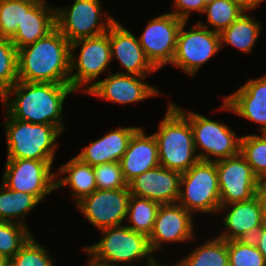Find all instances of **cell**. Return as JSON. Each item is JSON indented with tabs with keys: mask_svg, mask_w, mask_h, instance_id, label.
Here are the masks:
<instances>
[{
	"mask_svg": "<svg viewBox=\"0 0 266 266\" xmlns=\"http://www.w3.org/2000/svg\"><path fill=\"white\" fill-rule=\"evenodd\" d=\"M75 90L70 84L17 81L0 98L6 115L34 124H51L62 133L63 102ZM15 95L13 101L10 95Z\"/></svg>",
	"mask_w": 266,
	"mask_h": 266,
	"instance_id": "obj_1",
	"label": "cell"
},
{
	"mask_svg": "<svg viewBox=\"0 0 266 266\" xmlns=\"http://www.w3.org/2000/svg\"><path fill=\"white\" fill-rule=\"evenodd\" d=\"M71 43L55 28L17 50L18 80L70 84Z\"/></svg>",
	"mask_w": 266,
	"mask_h": 266,
	"instance_id": "obj_2",
	"label": "cell"
},
{
	"mask_svg": "<svg viewBox=\"0 0 266 266\" xmlns=\"http://www.w3.org/2000/svg\"><path fill=\"white\" fill-rule=\"evenodd\" d=\"M168 104L166 115L153 135L158 144L159 164L182 174L200 159L190 121L173 103Z\"/></svg>",
	"mask_w": 266,
	"mask_h": 266,
	"instance_id": "obj_3",
	"label": "cell"
},
{
	"mask_svg": "<svg viewBox=\"0 0 266 266\" xmlns=\"http://www.w3.org/2000/svg\"><path fill=\"white\" fill-rule=\"evenodd\" d=\"M103 238L97 243L84 247L90 256L89 263L101 266H117L120 263L138 262L147 258V263L155 257L145 234L131 230L127 225L113 226L101 230ZM131 262V263H130Z\"/></svg>",
	"mask_w": 266,
	"mask_h": 266,
	"instance_id": "obj_4",
	"label": "cell"
},
{
	"mask_svg": "<svg viewBox=\"0 0 266 266\" xmlns=\"http://www.w3.org/2000/svg\"><path fill=\"white\" fill-rule=\"evenodd\" d=\"M5 129L7 137V159H33L54 161L56 140L61 131L51 124H34L13 119L7 115Z\"/></svg>",
	"mask_w": 266,
	"mask_h": 266,
	"instance_id": "obj_5",
	"label": "cell"
},
{
	"mask_svg": "<svg viewBox=\"0 0 266 266\" xmlns=\"http://www.w3.org/2000/svg\"><path fill=\"white\" fill-rule=\"evenodd\" d=\"M177 203L191 213L218 212L221 203L215 161L199 160L181 174Z\"/></svg>",
	"mask_w": 266,
	"mask_h": 266,
	"instance_id": "obj_6",
	"label": "cell"
},
{
	"mask_svg": "<svg viewBox=\"0 0 266 266\" xmlns=\"http://www.w3.org/2000/svg\"><path fill=\"white\" fill-rule=\"evenodd\" d=\"M173 105L190 121L195 150L200 147L204 151L197 154L200 160L218 161L240 153L241 137H236L227 125ZM210 156L216 158L212 160Z\"/></svg>",
	"mask_w": 266,
	"mask_h": 266,
	"instance_id": "obj_7",
	"label": "cell"
},
{
	"mask_svg": "<svg viewBox=\"0 0 266 266\" xmlns=\"http://www.w3.org/2000/svg\"><path fill=\"white\" fill-rule=\"evenodd\" d=\"M55 9L56 28L70 43L107 33L115 20L106 13L101 22L103 13L99 0H75L71 7Z\"/></svg>",
	"mask_w": 266,
	"mask_h": 266,
	"instance_id": "obj_8",
	"label": "cell"
},
{
	"mask_svg": "<svg viewBox=\"0 0 266 266\" xmlns=\"http://www.w3.org/2000/svg\"><path fill=\"white\" fill-rule=\"evenodd\" d=\"M53 161L7 159L2 182L13 191L34 195L40 202L56 190Z\"/></svg>",
	"mask_w": 266,
	"mask_h": 266,
	"instance_id": "obj_9",
	"label": "cell"
},
{
	"mask_svg": "<svg viewBox=\"0 0 266 266\" xmlns=\"http://www.w3.org/2000/svg\"><path fill=\"white\" fill-rule=\"evenodd\" d=\"M186 24L187 21H184L179 30L176 52L171 64L193 76L220 51V33L205 28L198 22L189 31H185Z\"/></svg>",
	"mask_w": 266,
	"mask_h": 266,
	"instance_id": "obj_10",
	"label": "cell"
},
{
	"mask_svg": "<svg viewBox=\"0 0 266 266\" xmlns=\"http://www.w3.org/2000/svg\"><path fill=\"white\" fill-rule=\"evenodd\" d=\"M80 47L79 57H75L74 51ZM112 61L108 32L71 43L70 58V86L75 91H80L83 85L92 83L98 76L109 69ZM76 72H73L75 71Z\"/></svg>",
	"mask_w": 266,
	"mask_h": 266,
	"instance_id": "obj_11",
	"label": "cell"
},
{
	"mask_svg": "<svg viewBox=\"0 0 266 266\" xmlns=\"http://www.w3.org/2000/svg\"><path fill=\"white\" fill-rule=\"evenodd\" d=\"M183 22L172 13L160 15L148 22L138 38L146 57L157 70L172 63Z\"/></svg>",
	"mask_w": 266,
	"mask_h": 266,
	"instance_id": "obj_12",
	"label": "cell"
},
{
	"mask_svg": "<svg viewBox=\"0 0 266 266\" xmlns=\"http://www.w3.org/2000/svg\"><path fill=\"white\" fill-rule=\"evenodd\" d=\"M130 197L129 187L113 190L96 189L76 204L91 224L103 230L122 225L126 219Z\"/></svg>",
	"mask_w": 266,
	"mask_h": 266,
	"instance_id": "obj_13",
	"label": "cell"
},
{
	"mask_svg": "<svg viewBox=\"0 0 266 266\" xmlns=\"http://www.w3.org/2000/svg\"><path fill=\"white\" fill-rule=\"evenodd\" d=\"M215 163L221 205L247 201L257 195L259 178L240 153Z\"/></svg>",
	"mask_w": 266,
	"mask_h": 266,
	"instance_id": "obj_14",
	"label": "cell"
},
{
	"mask_svg": "<svg viewBox=\"0 0 266 266\" xmlns=\"http://www.w3.org/2000/svg\"><path fill=\"white\" fill-rule=\"evenodd\" d=\"M145 77L118 71L89 85L83 92L118 104L139 102L160 94L155 87L143 82Z\"/></svg>",
	"mask_w": 266,
	"mask_h": 266,
	"instance_id": "obj_15",
	"label": "cell"
},
{
	"mask_svg": "<svg viewBox=\"0 0 266 266\" xmlns=\"http://www.w3.org/2000/svg\"><path fill=\"white\" fill-rule=\"evenodd\" d=\"M192 213L178 203L160 205L156 214L154 228L149 235L152 252L168 242L184 243L195 239Z\"/></svg>",
	"mask_w": 266,
	"mask_h": 266,
	"instance_id": "obj_16",
	"label": "cell"
},
{
	"mask_svg": "<svg viewBox=\"0 0 266 266\" xmlns=\"http://www.w3.org/2000/svg\"><path fill=\"white\" fill-rule=\"evenodd\" d=\"M181 173L161 165L137 176L129 184L133 196L159 203H177L180 194Z\"/></svg>",
	"mask_w": 266,
	"mask_h": 266,
	"instance_id": "obj_17",
	"label": "cell"
},
{
	"mask_svg": "<svg viewBox=\"0 0 266 266\" xmlns=\"http://www.w3.org/2000/svg\"><path fill=\"white\" fill-rule=\"evenodd\" d=\"M109 43L112 60L115 56L127 70L126 74L146 76L157 70L146 57L137 37L116 19L109 27Z\"/></svg>",
	"mask_w": 266,
	"mask_h": 266,
	"instance_id": "obj_18",
	"label": "cell"
},
{
	"mask_svg": "<svg viewBox=\"0 0 266 266\" xmlns=\"http://www.w3.org/2000/svg\"><path fill=\"white\" fill-rule=\"evenodd\" d=\"M226 209L228 211H226L223 225L227 230L218 236L226 241L252 239L264 221L257 195L247 201L221 205L218 212H224Z\"/></svg>",
	"mask_w": 266,
	"mask_h": 266,
	"instance_id": "obj_19",
	"label": "cell"
},
{
	"mask_svg": "<svg viewBox=\"0 0 266 266\" xmlns=\"http://www.w3.org/2000/svg\"><path fill=\"white\" fill-rule=\"evenodd\" d=\"M220 109L230 110L261 124L262 133H266V75L249 80L235 93L225 97Z\"/></svg>",
	"mask_w": 266,
	"mask_h": 266,
	"instance_id": "obj_20",
	"label": "cell"
},
{
	"mask_svg": "<svg viewBox=\"0 0 266 266\" xmlns=\"http://www.w3.org/2000/svg\"><path fill=\"white\" fill-rule=\"evenodd\" d=\"M56 28V9L41 0H24V18L10 39L18 49L45 37Z\"/></svg>",
	"mask_w": 266,
	"mask_h": 266,
	"instance_id": "obj_21",
	"label": "cell"
},
{
	"mask_svg": "<svg viewBox=\"0 0 266 266\" xmlns=\"http://www.w3.org/2000/svg\"><path fill=\"white\" fill-rule=\"evenodd\" d=\"M119 163L128 184L140 174L159 166L158 144L154 135H145L140 127L130 139Z\"/></svg>",
	"mask_w": 266,
	"mask_h": 266,
	"instance_id": "obj_22",
	"label": "cell"
},
{
	"mask_svg": "<svg viewBox=\"0 0 266 266\" xmlns=\"http://www.w3.org/2000/svg\"><path fill=\"white\" fill-rule=\"evenodd\" d=\"M139 128L131 126L112 130L100 139L90 142L76 157L92 167L119 162L128 148L130 139Z\"/></svg>",
	"mask_w": 266,
	"mask_h": 266,
	"instance_id": "obj_23",
	"label": "cell"
},
{
	"mask_svg": "<svg viewBox=\"0 0 266 266\" xmlns=\"http://www.w3.org/2000/svg\"><path fill=\"white\" fill-rule=\"evenodd\" d=\"M63 174H68V176L56 180V190L68 185L73 191L71 195L75 198V203L97 189L93 167L83 163L76 156L61 165L56 176Z\"/></svg>",
	"mask_w": 266,
	"mask_h": 266,
	"instance_id": "obj_24",
	"label": "cell"
},
{
	"mask_svg": "<svg viewBox=\"0 0 266 266\" xmlns=\"http://www.w3.org/2000/svg\"><path fill=\"white\" fill-rule=\"evenodd\" d=\"M245 13L220 33L221 47L225 43L243 52H251L258 40L261 23L253 20V17Z\"/></svg>",
	"mask_w": 266,
	"mask_h": 266,
	"instance_id": "obj_25",
	"label": "cell"
},
{
	"mask_svg": "<svg viewBox=\"0 0 266 266\" xmlns=\"http://www.w3.org/2000/svg\"><path fill=\"white\" fill-rule=\"evenodd\" d=\"M40 203L32 194L13 191L3 183L0 186V221L25 224L29 212Z\"/></svg>",
	"mask_w": 266,
	"mask_h": 266,
	"instance_id": "obj_26",
	"label": "cell"
},
{
	"mask_svg": "<svg viewBox=\"0 0 266 266\" xmlns=\"http://www.w3.org/2000/svg\"><path fill=\"white\" fill-rule=\"evenodd\" d=\"M177 263L179 266H229L228 241L217 236Z\"/></svg>",
	"mask_w": 266,
	"mask_h": 266,
	"instance_id": "obj_27",
	"label": "cell"
},
{
	"mask_svg": "<svg viewBox=\"0 0 266 266\" xmlns=\"http://www.w3.org/2000/svg\"><path fill=\"white\" fill-rule=\"evenodd\" d=\"M160 204L146 199L131 195L127 210V226L138 233L149 237L154 228L156 214Z\"/></svg>",
	"mask_w": 266,
	"mask_h": 266,
	"instance_id": "obj_28",
	"label": "cell"
},
{
	"mask_svg": "<svg viewBox=\"0 0 266 266\" xmlns=\"http://www.w3.org/2000/svg\"><path fill=\"white\" fill-rule=\"evenodd\" d=\"M245 12L239 5L230 0H215L213 3L205 6L204 13L207 15V24L198 22L205 28H210L214 32L221 33L228 28L236 19Z\"/></svg>",
	"mask_w": 266,
	"mask_h": 266,
	"instance_id": "obj_29",
	"label": "cell"
},
{
	"mask_svg": "<svg viewBox=\"0 0 266 266\" xmlns=\"http://www.w3.org/2000/svg\"><path fill=\"white\" fill-rule=\"evenodd\" d=\"M240 154L259 179L266 177V133L263 136L243 135L240 140Z\"/></svg>",
	"mask_w": 266,
	"mask_h": 266,
	"instance_id": "obj_30",
	"label": "cell"
},
{
	"mask_svg": "<svg viewBox=\"0 0 266 266\" xmlns=\"http://www.w3.org/2000/svg\"><path fill=\"white\" fill-rule=\"evenodd\" d=\"M31 236L27 225L0 221V255L9 261Z\"/></svg>",
	"mask_w": 266,
	"mask_h": 266,
	"instance_id": "obj_31",
	"label": "cell"
},
{
	"mask_svg": "<svg viewBox=\"0 0 266 266\" xmlns=\"http://www.w3.org/2000/svg\"><path fill=\"white\" fill-rule=\"evenodd\" d=\"M18 81L17 48L0 36V97Z\"/></svg>",
	"mask_w": 266,
	"mask_h": 266,
	"instance_id": "obj_32",
	"label": "cell"
},
{
	"mask_svg": "<svg viewBox=\"0 0 266 266\" xmlns=\"http://www.w3.org/2000/svg\"><path fill=\"white\" fill-rule=\"evenodd\" d=\"M229 266H266V259L252 239L228 241Z\"/></svg>",
	"mask_w": 266,
	"mask_h": 266,
	"instance_id": "obj_33",
	"label": "cell"
},
{
	"mask_svg": "<svg viewBox=\"0 0 266 266\" xmlns=\"http://www.w3.org/2000/svg\"><path fill=\"white\" fill-rule=\"evenodd\" d=\"M8 266H55L48 250L31 236L21 249L9 260Z\"/></svg>",
	"mask_w": 266,
	"mask_h": 266,
	"instance_id": "obj_34",
	"label": "cell"
},
{
	"mask_svg": "<svg viewBox=\"0 0 266 266\" xmlns=\"http://www.w3.org/2000/svg\"><path fill=\"white\" fill-rule=\"evenodd\" d=\"M24 18V0H0V36L11 39Z\"/></svg>",
	"mask_w": 266,
	"mask_h": 266,
	"instance_id": "obj_35",
	"label": "cell"
},
{
	"mask_svg": "<svg viewBox=\"0 0 266 266\" xmlns=\"http://www.w3.org/2000/svg\"><path fill=\"white\" fill-rule=\"evenodd\" d=\"M93 170L97 189L113 190L129 187L119 162L100 164L94 166Z\"/></svg>",
	"mask_w": 266,
	"mask_h": 266,
	"instance_id": "obj_36",
	"label": "cell"
},
{
	"mask_svg": "<svg viewBox=\"0 0 266 266\" xmlns=\"http://www.w3.org/2000/svg\"><path fill=\"white\" fill-rule=\"evenodd\" d=\"M175 11L172 12L177 18L188 21L193 11L204 13L203 0H174Z\"/></svg>",
	"mask_w": 266,
	"mask_h": 266,
	"instance_id": "obj_37",
	"label": "cell"
},
{
	"mask_svg": "<svg viewBox=\"0 0 266 266\" xmlns=\"http://www.w3.org/2000/svg\"><path fill=\"white\" fill-rule=\"evenodd\" d=\"M252 241L266 259V221H263L262 226L252 238Z\"/></svg>",
	"mask_w": 266,
	"mask_h": 266,
	"instance_id": "obj_38",
	"label": "cell"
},
{
	"mask_svg": "<svg viewBox=\"0 0 266 266\" xmlns=\"http://www.w3.org/2000/svg\"><path fill=\"white\" fill-rule=\"evenodd\" d=\"M257 196L261 203L263 220L266 221V177L259 179Z\"/></svg>",
	"mask_w": 266,
	"mask_h": 266,
	"instance_id": "obj_39",
	"label": "cell"
},
{
	"mask_svg": "<svg viewBox=\"0 0 266 266\" xmlns=\"http://www.w3.org/2000/svg\"><path fill=\"white\" fill-rule=\"evenodd\" d=\"M230 1L236 3L245 11H248L250 9L252 10L255 9L264 0H230Z\"/></svg>",
	"mask_w": 266,
	"mask_h": 266,
	"instance_id": "obj_40",
	"label": "cell"
},
{
	"mask_svg": "<svg viewBox=\"0 0 266 266\" xmlns=\"http://www.w3.org/2000/svg\"><path fill=\"white\" fill-rule=\"evenodd\" d=\"M8 264L9 261L5 257L0 255V266H8Z\"/></svg>",
	"mask_w": 266,
	"mask_h": 266,
	"instance_id": "obj_41",
	"label": "cell"
},
{
	"mask_svg": "<svg viewBox=\"0 0 266 266\" xmlns=\"http://www.w3.org/2000/svg\"><path fill=\"white\" fill-rule=\"evenodd\" d=\"M148 266H165L164 264H161L159 262H157L156 260H154L153 262L147 264ZM174 266H179L178 263H176Z\"/></svg>",
	"mask_w": 266,
	"mask_h": 266,
	"instance_id": "obj_42",
	"label": "cell"
},
{
	"mask_svg": "<svg viewBox=\"0 0 266 266\" xmlns=\"http://www.w3.org/2000/svg\"><path fill=\"white\" fill-rule=\"evenodd\" d=\"M215 0H203L204 6H207L208 4L213 3Z\"/></svg>",
	"mask_w": 266,
	"mask_h": 266,
	"instance_id": "obj_43",
	"label": "cell"
},
{
	"mask_svg": "<svg viewBox=\"0 0 266 266\" xmlns=\"http://www.w3.org/2000/svg\"><path fill=\"white\" fill-rule=\"evenodd\" d=\"M88 266H101V265H97V264H93V263H88Z\"/></svg>",
	"mask_w": 266,
	"mask_h": 266,
	"instance_id": "obj_44",
	"label": "cell"
}]
</instances>
